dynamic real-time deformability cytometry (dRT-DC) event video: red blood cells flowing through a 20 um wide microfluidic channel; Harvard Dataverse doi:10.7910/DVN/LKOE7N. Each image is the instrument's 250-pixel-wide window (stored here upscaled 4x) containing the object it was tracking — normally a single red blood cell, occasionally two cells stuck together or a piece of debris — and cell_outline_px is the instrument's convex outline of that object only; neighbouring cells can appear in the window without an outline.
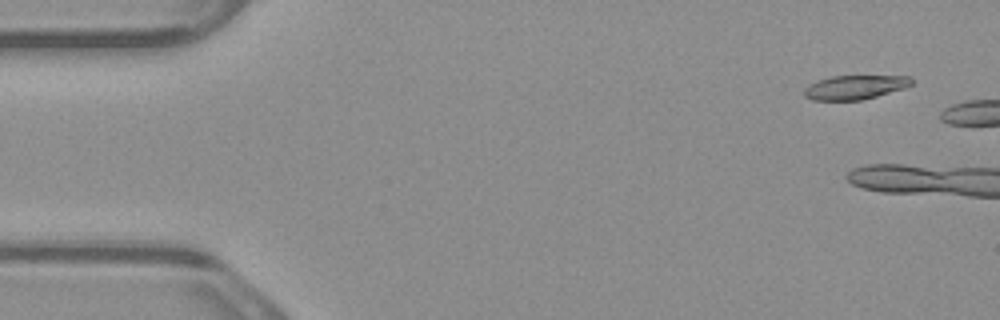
{"species": "common noctule bat (a hibernating species)", "species_latin": "Nyctalus noctula", "temperature_condition": "warm", "stored_images_in_passage": 3, "camera_frame_rate_fps": 3000, "um_per_image_px": 0.085, "animal": {"sex": "male", "body_mass_g": 23.1, "forearm_length_mm": 52.7}, "frame": {"image": 1, "passage_image": 2, "time_ms": 0.333, "image_size_px": [1000, 320], "cell_outline_px": [[912, 84], [904, 88], [876, 96], [860, 100], [812, 100], [804, 96], [804, 88], [808, 84], [832, 76], [912, 76]], "centroid_in_image_um": [72.65, 7.41], "position_along_channel_um": 12.3, "area_um2": 14.97}}